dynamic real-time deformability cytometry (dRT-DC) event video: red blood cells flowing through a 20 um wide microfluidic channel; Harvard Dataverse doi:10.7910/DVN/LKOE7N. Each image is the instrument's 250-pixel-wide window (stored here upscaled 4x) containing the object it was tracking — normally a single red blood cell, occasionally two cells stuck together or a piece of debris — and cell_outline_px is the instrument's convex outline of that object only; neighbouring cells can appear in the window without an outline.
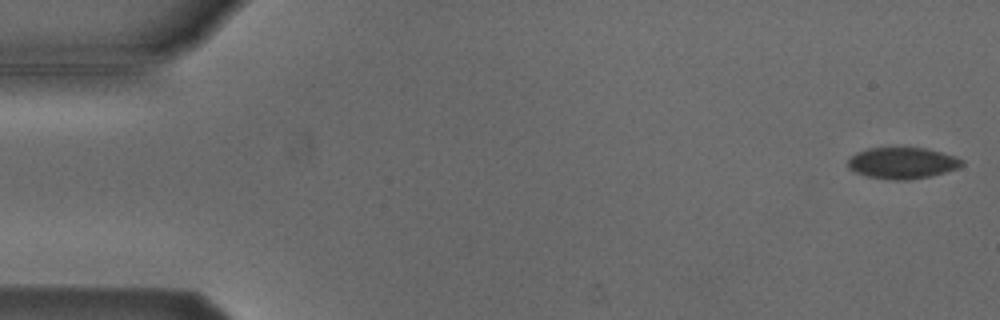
{"species": "Egyptian fruit bat (a non-hibernating species)", "species_latin": "Rousettus aegyptiacus", "temperature_condition": "cold", "stored_images_in_passage": 53, "camera_frame_rate_fps": 3000, "um_per_image_px": 0.085, "animal": {"sex": "male"}, "frame": {"image": 1, "passage_image": 1, "time_ms": 0.0, "image_size_px": [1000, 320], "cell_outline_px": [[964, 164], [956, 168], [944, 172], [928, 176], [908, 180], [892, 180], [864, 176], [848, 168], [848, 160], [856, 152], [868, 148], [924, 148], [956, 156], [964, 160]], "centroid_in_image_um": [76.67, 13.86], "position_along_channel_um": 8.3, "area_um2": 20.69}}
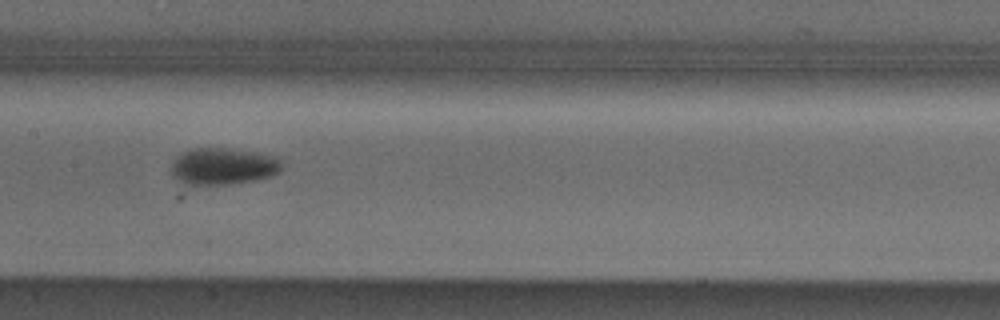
{"frame": {"image": 2, "passage_image": 26, "time_ms": 8.333, "image_size_px": [1000, 320], "cell_outline_px": [[284, 164], [280, 172], [272, 176], [256, 180], [228, 184], [184, 184], [172, 176], [172, 160], [176, 156], [192, 148], [220, 148], [252, 152], [272, 156], [280, 160]], "centroid_in_image_um": [18.96, 14.14], "position_along_channel_um": 188.4, "area_um2": 23.58}}
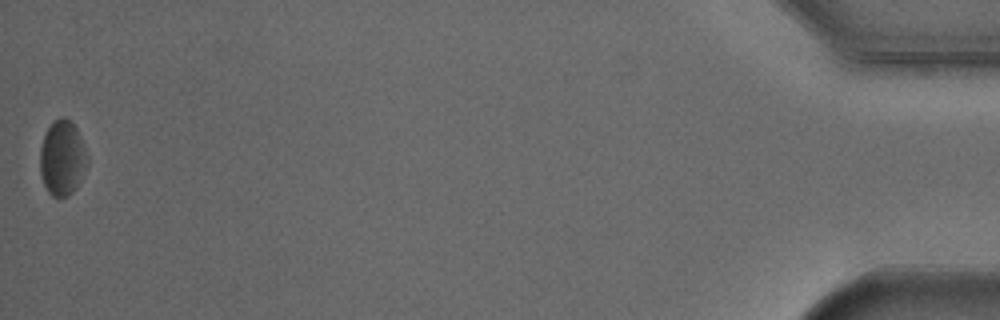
{"frame": {"image": 3, "passage_image": 53, "time_ms": 17.333, "image_size_px": [1000, 320], "cell_outline_px": [[88, 168], [76, 188], [68, 196], [52, 196], [48, 192], [44, 184], [40, 172], [40, 148], [44, 132], [52, 120], [60, 116], [64, 116], [76, 128], [88, 156]], "centroid_in_image_um": [5.29, 13.41], "position_along_channel_um": 429.9, "area_um2": 20.98}, "authors_computed_cell_mechanics": {"area_um2": 21.5016, "velocity_mm_per_s": 3.8071, "shape_relaxation_time_tau1_ms": 1.6985, "shape_relaxation_time_tau2_ms": null, "deformation_change_tau1": 0.0532, "deformation_change_tau2": null}}